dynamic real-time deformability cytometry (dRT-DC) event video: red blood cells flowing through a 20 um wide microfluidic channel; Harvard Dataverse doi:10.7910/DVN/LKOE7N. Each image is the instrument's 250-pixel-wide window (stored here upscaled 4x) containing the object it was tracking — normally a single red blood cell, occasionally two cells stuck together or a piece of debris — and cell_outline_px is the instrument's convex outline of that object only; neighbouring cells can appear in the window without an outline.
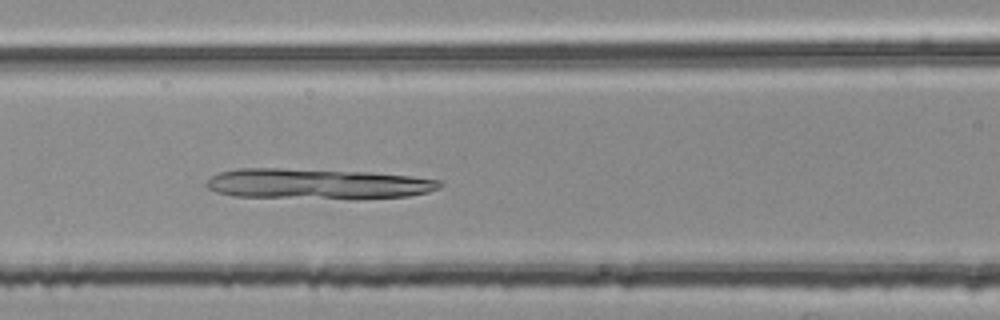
{"species": "common noctule bat (a hibernating species)", "species_latin": "Nyctalus noctula", "temperature_condition": "room temperature", "stored_images_in_passage": 49, "camera_frame_rate_fps": 3000, "um_per_image_px": 0.085, "animal": {"sex": "female", "body_mass_g": 25.1}, "frame": {"image": 1, "passage_image": 21, "time_ms": 6.667, "image_size_px": [1000, 320], "cell_outline_px": [[444, 184], [440, 188], [428, 192], [408, 196], [356, 200], [232, 196], [216, 192], [208, 188], [204, 184], [212, 176], [220, 172], [240, 168], [280, 168], [368, 172], [412, 176], [440, 180]], "centroid_in_image_um": [27.01, 15.65], "position_along_channel_um": 139.6, "area_um2": 42.19}}
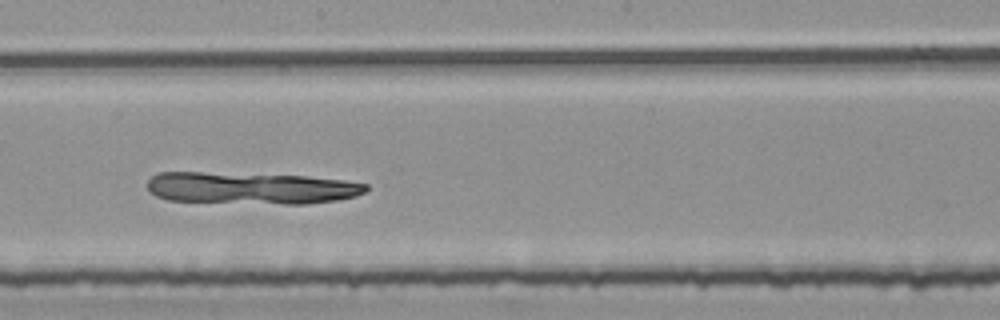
{"frame": {"image": 2, "passage_image": 28, "time_ms": 9.0, "image_size_px": [1000, 320], "cell_outline_px": [[368, 188], [364, 192], [356, 196], [336, 200], [308, 204], [284, 204], [168, 200], [156, 196], [148, 192], [148, 180], [156, 172], [200, 172], [304, 176], [344, 180], [368, 184]], "centroid_in_image_um": [21.32, 15.98], "position_along_channel_um": 226.9, "area_um2": 40.63}}
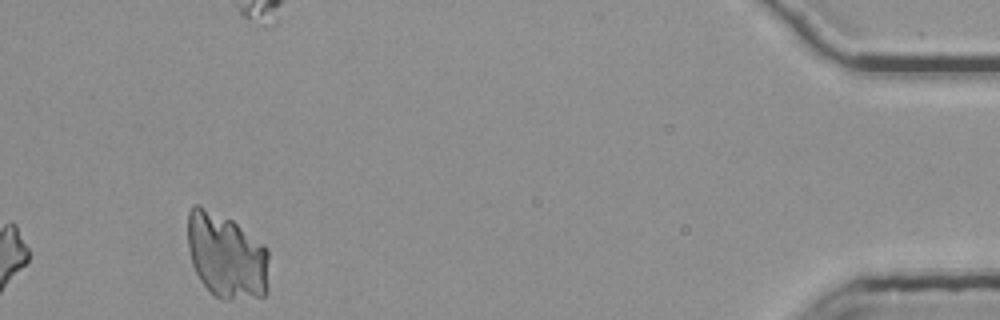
{"frame": {"image": 3, "passage_image": 49, "time_ms": 16.0, "image_size_px": [1000, 320], "cell_outline_px": [[268, 292], [264, 296], [228, 300], [220, 300], [200, 280], [192, 264], [188, 248], [188, 212], [192, 204], [200, 204], [232, 220], [264, 244], [268, 248]], "centroid_in_image_um": [19.25, 21.74], "position_along_channel_um": 415.9, "area_um2": 40.81}}